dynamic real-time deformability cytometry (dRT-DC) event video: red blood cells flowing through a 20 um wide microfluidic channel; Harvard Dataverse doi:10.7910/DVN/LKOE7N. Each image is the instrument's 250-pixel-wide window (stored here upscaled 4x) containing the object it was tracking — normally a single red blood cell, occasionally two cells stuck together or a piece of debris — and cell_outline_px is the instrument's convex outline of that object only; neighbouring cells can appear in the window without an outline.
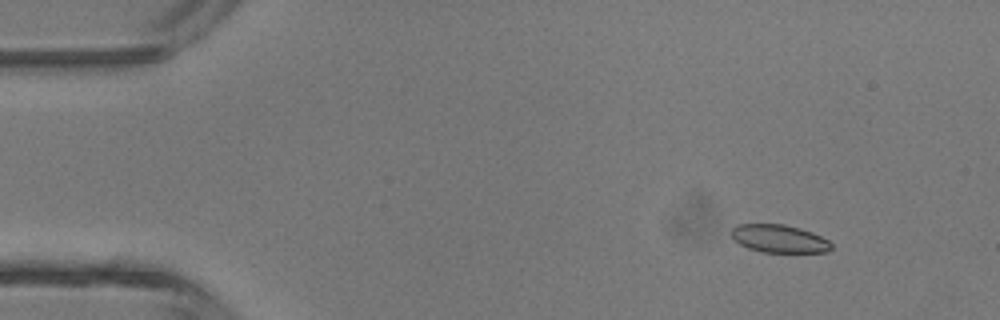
{"species": "common noctule bat (a hibernating species)", "species_latin": "Nyctalus noctula", "temperature_condition": "room temperature", "stored_images_in_passage": 5, "camera_frame_rate_fps": 3000, "um_per_image_px": 0.085, "animal": {"sex": "male", "body_mass_g": 13.3}, "frame": {"image": 1, "passage_image": 2, "time_ms": 1.333, "image_size_px": [1000, 320], "cell_outline_px": [[832, 248], [828, 252], [760, 252], [748, 248], [740, 244], [732, 236], [732, 228], [736, 224], [784, 224], [800, 228], [812, 232], [828, 240], [832, 244]], "centroid_in_image_um": [66.24, 20.29], "position_along_channel_um": 18.8, "area_um2": 16.24}}
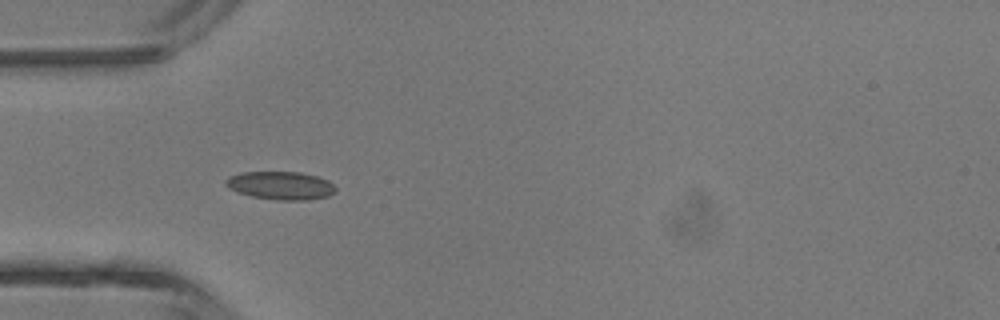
{"frame": {"image": 2, "passage_image": 4, "time_ms": 4.333, "image_size_px": [1000, 320], "cell_outline_px": [[336, 192], [328, 196], [308, 200], [276, 200], [252, 196], [236, 192], [228, 188], [224, 184], [224, 180], [228, 176], [244, 172], [300, 172], [316, 176], [328, 180], [336, 188]], "centroid_in_image_um": [23.83, 15.77], "position_along_channel_um": 61.2, "area_um2": 18.15}}
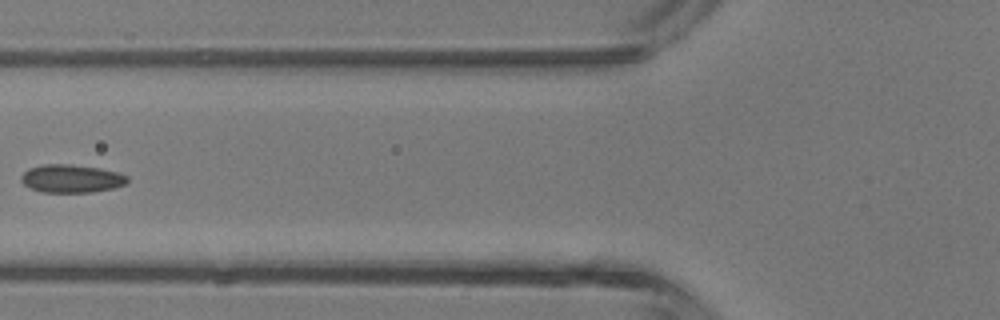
{"frame": {"image": 3, "passage_image": 5, "time_ms": 5.667, "image_size_px": [1000, 320], "cell_outline_px": [[128, 180], [124, 184], [112, 188], [92, 192], [40, 192], [24, 184], [20, 180], [20, 176], [28, 168], [40, 164], [68, 164], [100, 168], [116, 172], [128, 176]], "centroid_in_image_um": [6.02, 15.17], "position_along_channel_um": 119.8, "area_um2": 17.34}}